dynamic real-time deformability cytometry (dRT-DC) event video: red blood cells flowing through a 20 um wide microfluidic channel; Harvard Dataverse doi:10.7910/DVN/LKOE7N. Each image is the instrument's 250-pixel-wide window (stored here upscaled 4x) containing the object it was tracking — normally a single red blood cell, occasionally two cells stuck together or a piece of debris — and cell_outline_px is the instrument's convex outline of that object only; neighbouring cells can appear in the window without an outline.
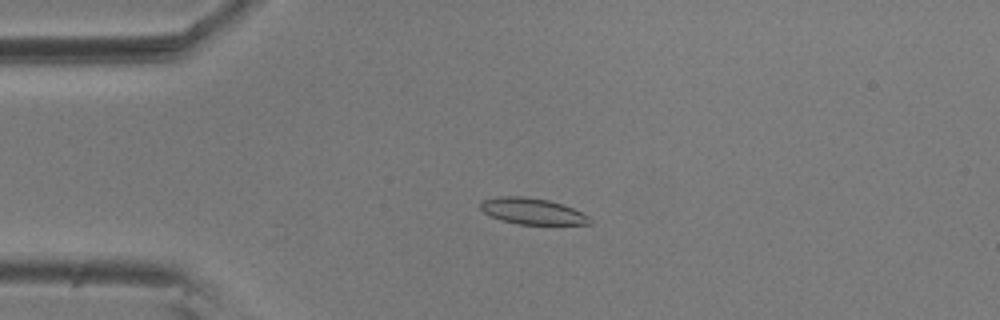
{"species": "common noctule bat (a hibernating species)", "species_latin": "Nyctalus noctula", "temperature_condition": "room temperature", "stored_images_in_passage": 51, "camera_frame_rate_fps": 3000, "um_per_image_px": 0.085, "animal": {"sex": "male", "body_mass_g": 20.5, "forearm_length_mm": 52.5}, "frame": {"image": 1, "passage_image": 8, "time_ms": 2.333, "image_size_px": [1000, 320], "cell_outline_px": [[592, 224], [516, 224], [500, 220], [484, 212], [480, 208], [480, 200], [496, 196], [524, 196], [548, 200], [572, 208], [588, 216], [592, 220]], "centroid_in_image_um": [45.19, 17.95], "position_along_channel_um": 39.8, "area_um2": 16.65}}
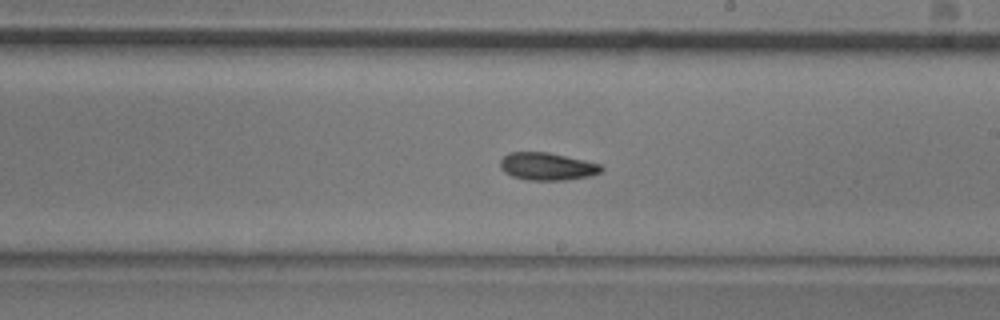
{"frame": {"image": 2, "passage_image": 27, "time_ms": 8.667, "image_size_px": [1000, 320], "cell_outline_px": [[604, 168], [600, 172], [592, 176], [564, 180], [528, 180], [512, 176], [504, 172], [500, 168], [500, 160], [508, 152], [548, 152], [600, 164]], "centroid_in_image_um": [46.49, 14.15], "position_along_channel_um": 242.5, "area_um2": 16.24}}
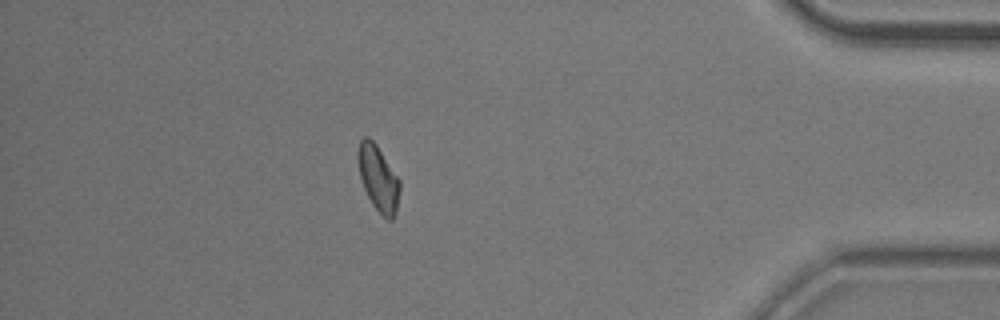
{"frame": {"image": 3, "passage_image": 44, "time_ms": 14.333, "image_size_px": [1000, 320], "cell_outline_px": [[400, 188], [396, 212], [392, 220], [388, 220], [372, 204], [364, 188], [360, 176], [356, 152], [360, 140], [364, 136], [368, 136], [376, 144], [400, 180]], "centroid_in_image_um": [32.14, 15.12], "position_along_channel_um": 403.1, "area_um2": 15.9}, "authors_computed_cell_mechanics": {"area_um2": 16.2996, "velocity_mm_per_s": 3.6152, "shape_relaxation_time_tau1_ms": 10.4284, "shape_relaxation_time_tau2_ms": null, "deformation_change_tau1": 0.1869, "deformation_change_tau2": null}}